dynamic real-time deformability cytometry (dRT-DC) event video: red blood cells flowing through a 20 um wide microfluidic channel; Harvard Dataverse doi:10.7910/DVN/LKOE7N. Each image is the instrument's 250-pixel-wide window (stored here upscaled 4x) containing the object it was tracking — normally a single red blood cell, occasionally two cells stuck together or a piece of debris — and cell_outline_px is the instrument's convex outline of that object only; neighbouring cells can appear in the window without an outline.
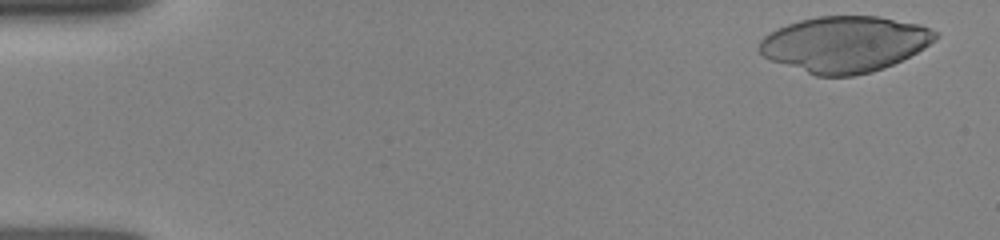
{"species": "human", "species_latin": "Homo sapiens", "temperature_condition": "room temperature", "stored_images_in_passage": 26, "camera_frame_rate_fps": 3000, "um_per_image_px": 0.085, "donor": {"sex": "female"}, "frame": {"image": 1, "passage_image": 2, "time_ms": 0.333, "image_size_px": [1000, 240], "cell_outline_px": [[940, 36], [936, 40], [924, 48], [884, 68], [872, 72], [852, 76], [816, 76], [772, 60], [764, 56], [756, 48], [760, 40], [764, 36], [788, 24], [800, 20], [816, 16], [876, 16], [920, 24], [940, 32]], "centroid_in_image_um": [71.83, 3.75], "position_along_channel_um": 13.2, "area_um2": 57.28}}